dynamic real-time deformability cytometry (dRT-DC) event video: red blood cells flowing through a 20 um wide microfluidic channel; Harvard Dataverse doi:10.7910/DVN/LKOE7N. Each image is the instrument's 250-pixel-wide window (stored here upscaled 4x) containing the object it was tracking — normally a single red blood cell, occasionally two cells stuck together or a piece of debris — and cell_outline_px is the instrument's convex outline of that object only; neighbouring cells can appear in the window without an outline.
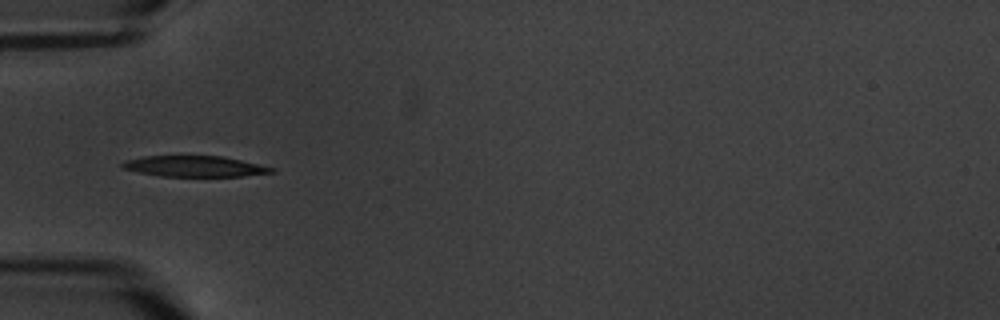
{"species": "common noctule bat (a hibernating species)", "species_latin": "Nyctalus noctula", "temperature_condition": "warm", "stored_images_in_passage": 8, "camera_frame_rate_fps": 3000, "um_per_image_px": 0.085, "animal": {"sex": "male", "body_mass_g": 20.1, "forearm_length_mm": 53.5}, "frame": {"image": 1, "passage_image": 5, "time_ms": 5.667, "image_size_px": [1000, 320], "cell_outline_px": [[276, 172], [244, 176], [160, 176], [140, 172], [124, 168], [120, 164], [128, 160], [144, 156], [224, 156], [276, 168]], "centroid_in_image_um": [16.62, 14.13], "position_along_channel_um": 68.4, "area_um2": 17.98}}